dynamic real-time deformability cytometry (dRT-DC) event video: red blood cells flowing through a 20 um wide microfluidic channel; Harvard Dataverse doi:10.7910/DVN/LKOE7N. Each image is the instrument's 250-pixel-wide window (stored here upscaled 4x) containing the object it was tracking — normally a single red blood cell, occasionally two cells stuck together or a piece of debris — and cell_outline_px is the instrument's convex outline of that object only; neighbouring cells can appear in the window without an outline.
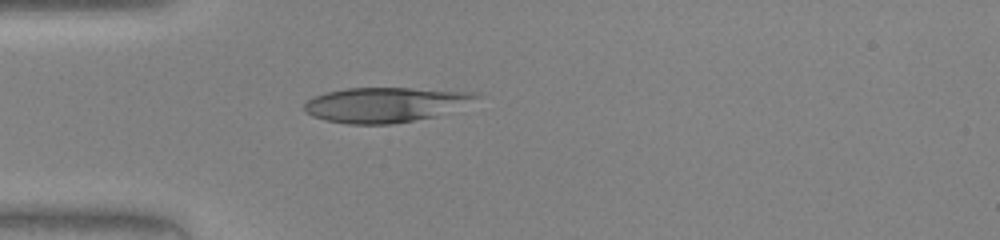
{"species": "human", "species_latin": "Homo sapiens", "temperature_condition": "warm", "stored_images_in_passage": 34, "camera_frame_rate_fps": 3000, "um_per_image_px": 0.085, "donor": {"sex": "female"}, "frame": {"image": 1, "passage_image": 1, "time_ms": 0.0, "image_size_px": [1000, 240], "cell_outline_px": [[480, 96], [436, 116], [388, 124], [348, 124], [328, 120], [312, 116], [304, 108], [304, 104], [312, 96], [344, 88], [412, 88], [480, 92]], "centroid_in_image_um": [32.69, 8.88], "position_along_channel_um": 52.3, "area_um2": 34.39}}
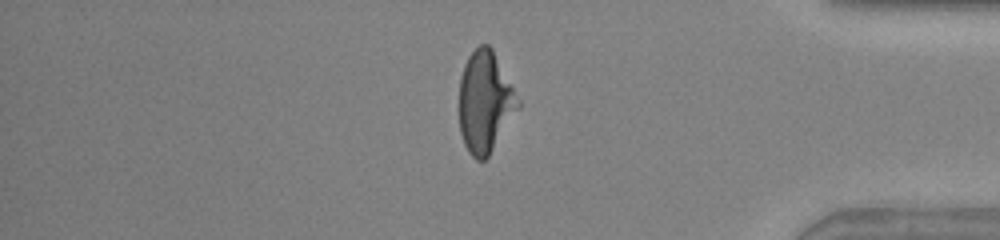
{"frame": {"image": 2, "passage_image": 27, "time_ms": 8.667, "image_size_px": [1000, 240], "cell_outline_px": [[520, 108], [488, 156], [484, 160], [476, 160], [468, 152], [464, 144], [460, 132], [460, 76], [464, 64], [468, 56], [480, 44], [488, 44], [492, 48], [520, 100]], "centroid_in_image_um": [41.24, 8.67], "position_along_channel_um": 394.0, "area_um2": 34.68}}
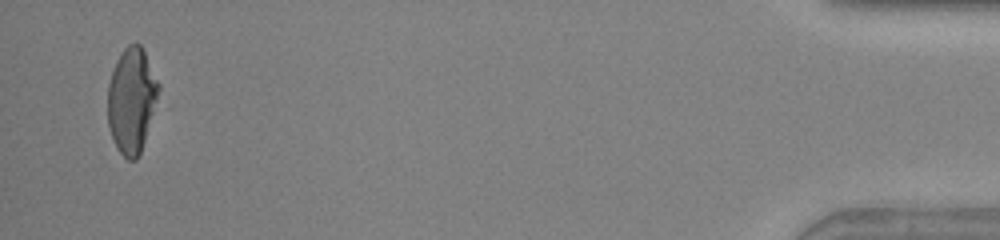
{"frame": {"image": 3, "passage_image": 33, "time_ms": 10.667, "image_size_px": [1000, 240], "cell_outline_px": [[160, 88], [144, 140], [140, 152], [136, 160], [128, 160], [116, 148], [108, 124], [108, 84], [116, 60], [124, 48], [128, 44], [140, 44], [160, 84]], "centroid_in_image_um": [11.17, 8.51], "position_along_channel_um": 424.0, "area_um2": 30.69}}